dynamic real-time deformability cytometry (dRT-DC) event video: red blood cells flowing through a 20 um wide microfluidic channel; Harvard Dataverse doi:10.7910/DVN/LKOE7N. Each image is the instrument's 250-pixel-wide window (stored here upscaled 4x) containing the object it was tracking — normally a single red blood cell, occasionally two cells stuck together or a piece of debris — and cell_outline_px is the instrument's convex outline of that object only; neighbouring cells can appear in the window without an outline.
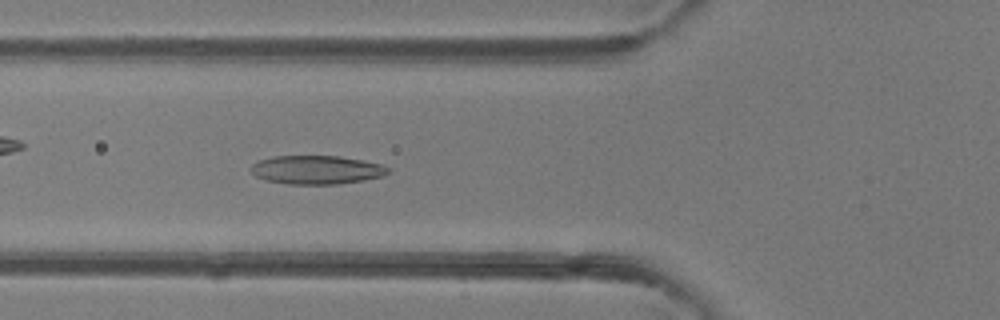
{"species": "common noctule bat (a hibernating species)", "species_latin": "Nyctalus noctula", "temperature_condition": "room temperature", "stored_images_in_passage": 48, "camera_frame_rate_fps": 3000, "um_per_image_px": 0.085, "animal": {"sex": "female"}, "frame": {"image": 1, "passage_image": 17, "time_ms": 5.333, "image_size_px": [1000, 320], "cell_outline_px": [[392, 172], [384, 176], [364, 180], [336, 184], [288, 184], [268, 180], [256, 176], [248, 168], [256, 160], [272, 156], [340, 156], [380, 164], [392, 168]], "centroid_in_image_um": [26.92, 14.43], "position_along_channel_um": 98.9, "area_um2": 23.06}}
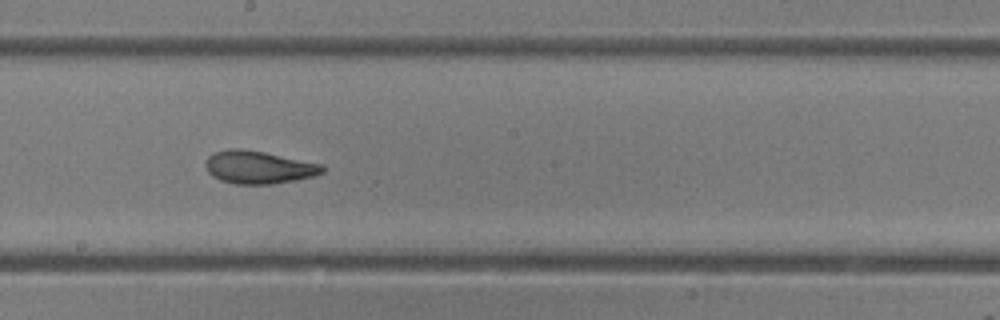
{"frame": {"image": 2, "passage_image": 26, "time_ms": 8.333, "image_size_px": [1000, 320], "cell_outline_px": [[324, 172], [316, 176], [296, 180], [272, 184], [236, 184], [220, 180], [212, 176], [208, 172], [204, 164], [208, 156], [212, 152], [228, 148], [240, 148], [264, 152], [324, 164]], "centroid_in_image_um": [21.98, 14.21], "position_along_channel_um": 226.2, "area_um2": 22.66}}
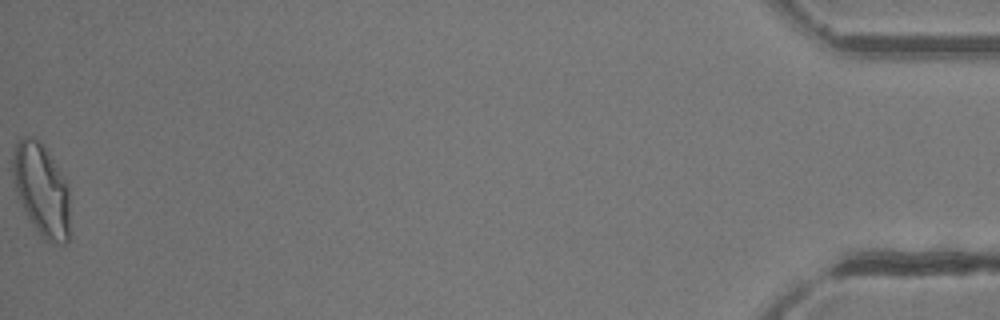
{"frame": {"image": 3, "passage_image": 48, "time_ms": 15.667, "image_size_px": [1000, 320], "cell_outline_px": [[68, 240], [64, 244], [60, 244], [44, 240], [40, 236], [28, 216], [24, 208], [16, 188], [12, 176], [12, 156], [16, 144], [24, 136], [32, 136], [40, 140], [44, 144], [60, 172], [68, 188]], "centroid_in_image_um": [3.51, 16.1], "position_along_channel_um": 431.7, "area_um2": 30.29}, "authors_computed_cell_mechanics": {"area_um2": 23.987, "velocity_mm_per_s": 4.2221, "shape_relaxation_time_tau1_ms": 3.8758, "shape_relaxation_time_tau2_ms": 1.7768, "deformation_change_tau1": 0.1405, "deformation_change_tau2": 0.0771}}